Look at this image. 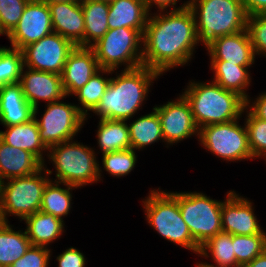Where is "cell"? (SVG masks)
<instances>
[{"label":"cell","instance_id":"6da1fadb","mask_svg":"<svg viewBox=\"0 0 266 267\" xmlns=\"http://www.w3.org/2000/svg\"><path fill=\"white\" fill-rule=\"evenodd\" d=\"M161 13L149 14L143 33L142 64L163 75L170 68L188 64L200 41L188 6Z\"/></svg>","mask_w":266,"mask_h":267},{"label":"cell","instance_id":"7a4b0ae2","mask_svg":"<svg viewBox=\"0 0 266 267\" xmlns=\"http://www.w3.org/2000/svg\"><path fill=\"white\" fill-rule=\"evenodd\" d=\"M161 76L151 68L141 66L122 70L110 83L93 113L100 119L125 120L135 116L148 96L150 85ZM155 79V80H154Z\"/></svg>","mask_w":266,"mask_h":267},{"label":"cell","instance_id":"3957f363","mask_svg":"<svg viewBox=\"0 0 266 267\" xmlns=\"http://www.w3.org/2000/svg\"><path fill=\"white\" fill-rule=\"evenodd\" d=\"M181 94L189 103L195 123L203 126L240 119L246 101L238 94L228 91L216 82H189Z\"/></svg>","mask_w":266,"mask_h":267},{"label":"cell","instance_id":"277c9868","mask_svg":"<svg viewBox=\"0 0 266 267\" xmlns=\"http://www.w3.org/2000/svg\"><path fill=\"white\" fill-rule=\"evenodd\" d=\"M196 32L205 47L215 38L246 30L248 15L241 0H189Z\"/></svg>","mask_w":266,"mask_h":267},{"label":"cell","instance_id":"5b68a950","mask_svg":"<svg viewBox=\"0 0 266 267\" xmlns=\"http://www.w3.org/2000/svg\"><path fill=\"white\" fill-rule=\"evenodd\" d=\"M159 189L151 190L142 201L149 226L166 240L199 254L200 246L192 238L180 213L178 193Z\"/></svg>","mask_w":266,"mask_h":267},{"label":"cell","instance_id":"8992f818","mask_svg":"<svg viewBox=\"0 0 266 267\" xmlns=\"http://www.w3.org/2000/svg\"><path fill=\"white\" fill-rule=\"evenodd\" d=\"M46 152L56 170L55 182L78 188L102 178L93 148L70 140L51 146Z\"/></svg>","mask_w":266,"mask_h":267},{"label":"cell","instance_id":"52a82bcc","mask_svg":"<svg viewBox=\"0 0 266 267\" xmlns=\"http://www.w3.org/2000/svg\"><path fill=\"white\" fill-rule=\"evenodd\" d=\"M50 174L52 171L43 164V167L34 174L1 182L0 217L2 222H8L7 215L17 216L22 221L27 216L40 211L44 188L51 180L47 177Z\"/></svg>","mask_w":266,"mask_h":267},{"label":"cell","instance_id":"ba28073f","mask_svg":"<svg viewBox=\"0 0 266 267\" xmlns=\"http://www.w3.org/2000/svg\"><path fill=\"white\" fill-rule=\"evenodd\" d=\"M142 46L141 31L122 27L109 29L91 48L94 50L100 68L115 71L122 64H125L124 70L143 66Z\"/></svg>","mask_w":266,"mask_h":267},{"label":"cell","instance_id":"9c48e42d","mask_svg":"<svg viewBox=\"0 0 266 267\" xmlns=\"http://www.w3.org/2000/svg\"><path fill=\"white\" fill-rule=\"evenodd\" d=\"M222 203L202 192H178L180 213L199 246L222 231Z\"/></svg>","mask_w":266,"mask_h":267},{"label":"cell","instance_id":"30bf717a","mask_svg":"<svg viewBox=\"0 0 266 267\" xmlns=\"http://www.w3.org/2000/svg\"><path fill=\"white\" fill-rule=\"evenodd\" d=\"M238 120L201 127L198 141L206 150L226 161L253 159L246 125L240 126Z\"/></svg>","mask_w":266,"mask_h":267},{"label":"cell","instance_id":"8fae6325","mask_svg":"<svg viewBox=\"0 0 266 267\" xmlns=\"http://www.w3.org/2000/svg\"><path fill=\"white\" fill-rule=\"evenodd\" d=\"M46 107L41 119L34 118L40 139L47 148L73 140L87 120L75 104L59 100L47 103Z\"/></svg>","mask_w":266,"mask_h":267},{"label":"cell","instance_id":"7c38bea8","mask_svg":"<svg viewBox=\"0 0 266 267\" xmlns=\"http://www.w3.org/2000/svg\"><path fill=\"white\" fill-rule=\"evenodd\" d=\"M76 46L58 33H51L22 49L24 67L61 75Z\"/></svg>","mask_w":266,"mask_h":267},{"label":"cell","instance_id":"4fadbf2b","mask_svg":"<svg viewBox=\"0 0 266 267\" xmlns=\"http://www.w3.org/2000/svg\"><path fill=\"white\" fill-rule=\"evenodd\" d=\"M51 33H53V25L49 6L38 0H30L18 24L7 37L12 48L22 50Z\"/></svg>","mask_w":266,"mask_h":267},{"label":"cell","instance_id":"5bb4252c","mask_svg":"<svg viewBox=\"0 0 266 267\" xmlns=\"http://www.w3.org/2000/svg\"><path fill=\"white\" fill-rule=\"evenodd\" d=\"M153 110L159 116L164 143L173 145L194 134L198 136L199 128L195 123L189 103L182 95L175 101L155 106Z\"/></svg>","mask_w":266,"mask_h":267},{"label":"cell","instance_id":"9a60e30c","mask_svg":"<svg viewBox=\"0 0 266 267\" xmlns=\"http://www.w3.org/2000/svg\"><path fill=\"white\" fill-rule=\"evenodd\" d=\"M19 84L27 102L34 107L36 117L39 111V100L51 103L66 98L61 75L55 73L37 71L23 66Z\"/></svg>","mask_w":266,"mask_h":267},{"label":"cell","instance_id":"2e32d148","mask_svg":"<svg viewBox=\"0 0 266 267\" xmlns=\"http://www.w3.org/2000/svg\"><path fill=\"white\" fill-rule=\"evenodd\" d=\"M252 202L230 190L221 208L222 231L232 235H255L263 229L254 214Z\"/></svg>","mask_w":266,"mask_h":267},{"label":"cell","instance_id":"e0dca14e","mask_svg":"<svg viewBox=\"0 0 266 267\" xmlns=\"http://www.w3.org/2000/svg\"><path fill=\"white\" fill-rule=\"evenodd\" d=\"M100 69L91 47L76 46L69 54L61 74L66 97L82 88Z\"/></svg>","mask_w":266,"mask_h":267},{"label":"cell","instance_id":"ac0fdd59","mask_svg":"<svg viewBox=\"0 0 266 267\" xmlns=\"http://www.w3.org/2000/svg\"><path fill=\"white\" fill-rule=\"evenodd\" d=\"M206 48L210 60H223L245 67H251L255 62V53L247 29L215 38Z\"/></svg>","mask_w":266,"mask_h":267},{"label":"cell","instance_id":"d6986e66","mask_svg":"<svg viewBox=\"0 0 266 267\" xmlns=\"http://www.w3.org/2000/svg\"><path fill=\"white\" fill-rule=\"evenodd\" d=\"M53 32L84 47V14L81 3L59 2L49 4Z\"/></svg>","mask_w":266,"mask_h":267},{"label":"cell","instance_id":"ffe728a7","mask_svg":"<svg viewBox=\"0 0 266 267\" xmlns=\"http://www.w3.org/2000/svg\"><path fill=\"white\" fill-rule=\"evenodd\" d=\"M34 118V107L27 102L19 83L0 87V122L12 126Z\"/></svg>","mask_w":266,"mask_h":267},{"label":"cell","instance_id":"44dd1931","mask_svg":"<svg viewBox=\"0 0 266 267\" xmlns=\"http://www.w3.org/2000/svg\"><path fill=\"white\" fill-rule=\"evenodd\" d=\"M43 163L31 152L14 148L0 139V183L36 173Z\"/></svg>","mask_w":266,"mask_h":267},{"label":"cell","instance_id":"7402d4cb","mask_svg":"<svg viewBox=\"0 0 266 267\" xmlns=\"http://www.w3.org/2000/svg\"><path fill=\"white\" fill-rule=\"evenodd\" d=\"M148 17L143 0H113L109 3V29L126 27L144 33Z\"/></svg>","mask_w":266,"mask_h":267},{"label":"cell","instance_id":"603a6c76","mask_svg":"<svg viewBox=\"0 0 266 267\" xmlns=\"http://www.w3.org/2000/svg\"><path fill=\"white\" fill-rule=\"evenodd\" d=\"M5 127V131L0 130V139L4 143L31 152L45 164L43 151L45 153L48 148L40 139L39 127L35 118L27 123Z\"/></svg>","mask_w":266,"mask_h":267},{"label":"cell","instance_id":"cb8c5ba5","mask_svg":"<svg viewBox=\"0 0 266 267\" xmlns=\"http://www.w3.org/2000/svg\"><path fill=\"white\" fill-rule=\"evenodd\" d=\"M211 70L214 71L212 81L224 89L234 92L241 96L246 104H250L251 99L246 93L251 83V76L248 72L249 67L232 64L223 60H211Z\"/></svg>","mask_w":266,"mask_h":267},{"label":"cell","instance_id":"d4e9b609","mask_svg":"<svg viewBox=\"0 0 266 267\" xmlns=\"http://www.w3.org/2000/svg\"><path fill=\"white\" fill-rule=\"evenodd\" d=\"M26 233L33 246L47 247L64 232V221L52 214L37 211L24 219Z\"/></svg>","mask_w":266,"mask_h":267},{"label":"cell","instance_id":"484cf974","mask_svg":"<svg viewBox=\"0 0 266 267\" xmlns=\"http://www.w3.org/2000/svg\"><path fill=\"white\" fill-rule=\"evenodd\" d=\"M81 6L85 24L84 47H91L109 30L107 23L109 3L82 0Z\"/></svg>","mask_w":266,"mask_h":267},{"label":"cell","instance_id":"4316f807","mask_svg":"<svg viewBox=\"0 0 266 267\" xmlns=\"http://www.w3.org/2000/svg\"><path fill=\"white\" fill-rule=\"evenodd\" d=\"M97 144L102 154L131 148L129 128L125 120L100 119Z\"/></svg>","mask_w":266,"mask_h":267},{"label":"cell","instance_id":"83f0119b","mask_svg":"<svg viewBox=\"0 0 266 267\" xmlns=\"http://www.w3.org/2000/svg\"><path fill=\"white\" fill-rule=\"evenodd\" d=\"M8 223H0V267L12 265L31 246L26 231H15Z\"/></svg>","mask_w":266,"mask_h":267},{"label":"cell","instance_id":"f1b7e54d","mask_svg":"<svg viewBox=\"0 0 266 267\" xmlns=\"http://www.w3.org/2000/svg\"><path fill=\"white\" fill-rule=\"evenodd\" d=\"M128 128L131 148L134 150L144 149L158 140L164 142L160 119L155 110L128 124Z\"/></svg>","mask_w":266,"mask_h":267},{"label":"cell","instance_id":"f546056e","mask_svg":"<svg viewBox=\"0 0 266 267\" xmlns=\"http://www.w3.org/2000/svg\"><path fill=\"white\" fill-rule=\"evenodd\" d=\"M199 255L206 258L211 255V259L217 266L208 262H202L203 265L210 267H237L233 235L224 231L219 232L200 246Z\"/></svg>","mask_w":266,"mask_h":267},{"label":"cell","instance_id":"4dcf8cb0","mask_svg":"<svg viewBox=\"0 0 266 267\" xmlns=\"http://www.w3.org/2000/svg\"><path fill=\"white\" fill-rule=\"evenodd\" d=\"M60 184L59 182H53V180L47 183L43 191L40 211L52 214L64 221L63 217L67 216L71 209V192L77 187L62 183L63 186H66V188H62Z\"/></svg>","mask_w":266,"mask_h":267},{"label":"cell","instance_id":"1f68e13d","mask_svg":"<svg viewBox=\"0 0 266 267\" xmlns=\"http://www.w3.org/2000/svg\"><path fill=\"white\" fill-rule=\"evenodd\" d=\"M114 70L100 68L89 81L73 95L77 96L81 106H77L79 111L86 117L88 111H94L99 105L102 96L104 95L111 78L102 77V74H111ZM102 73V74H101Z\"/></svg>","mask_w":266,"mask_h":267},{"label":"cell","instance_id":"d6a6232c","mask_svg":"<svg viewBox=\"0 0 266 267\" xmlns=\"http://www.w3.org/2000/svg\"><path fill=\"white\" fill-rule=\"evenodd\" d=\"M237 267H244L266 250V232L255 235H233Z\"/></svg>","mask_w":266,"mask_h":267},{"label":"cell","instance_id":"836d02e7","mask_svg":"<svg viewBox=\"0 0 266 267\" xmlns=\"http://www.w3.org/2000/svg\"><path fill=\"white\" fill-rule=\"evenodd\" d=\"M23 66L22 50L0 47V87L19 83Z\"/></svg>","mask_w":266,"mask_h":267},{"label":"cell","instance_id":"e575fe53","mask_svg":"<svg viewBox=\"0 0 266 267\" xmlns=\"http://www.w3.org/2000/svg\"><path fill=\"white\" fill-rule=\"evenodd\" d=\"M102 156L103 169L114 177L128 175L137 162L136 152L132 148L104 153Z\"/></svg>","mask_w":266,"mask_h":267},{"label":"cell","instance_id":"d590c367","mask_svg":"<svg viewBox=\"0 0 266 267\" xmlns=\"http://www.w3.org/2000/svg\"><path fill=\"white\" fill-rule=\"evenodd\" d=\"M245 125L248 132V140L253 158L264 157L266 160V121L257 118L247 106Z\"/></svg>","mask_w":266,"mask_h":267},{"label":"cell","instance_id":"8d00e7d4","mask_svg":"<svg viewBox=\"0 0 266 267\" xmlns=\"http://www.w3.org/2000/svg\"><path fill=\"white\" fill-rule=\"evenodd\" d=\"M30 0H0V35H8L18 24Z\"/></svg>","mask_w":266,"mask_h":267},{"label":"cell","instance_id":"74e56055","mask_svg":"<svg viewBox=\"0 0 266 267\" xmlns=\"http://www.w3.org/2000/svg\"><path fill=\"white\" fill-rule=\"evenodd\" d=\"M256 55L266 56V14L248 16L247 28Z\"/></svg>","mask_w":266,"mask_h":267},{"label":"cell","instance_id":"f35d334b","mask_svg":"<svg viewBox=\"0 0 266 267\" xmlns=\"http://www.w3.org/2000/svg\"><path fill=\"white\" fill-rule=\"evenodd\" d=\"M51 253L47 247L31 245L26 253L9 267H48Z\"/></svg>","mask_w":266,"mask_h":267},{"label":"cell","instance_id":"ab89813d","mask_svg":"<svg viewBox=\"0 0 266 267\" xmlns=\"http://www.w3.org/2000/svg\"><path fill=\"white\" fill-rule=\"evenodd\" d=\"M58 267H85V255L74 247L66 249L57 256Z\"/></svg>","mask_w":266,"mask_h":267},{"label":"cell","instance_id":"60d3db41","mask_svg":"<svg viewBox=\"0 0 266 267\" xmlns=\"http://www.w3.org/2000/svg\"><path fill=\"white\" fill-rule=\"evenodd\" d=\"M143 2L149 14L151 12L150 8L154 6L153 4L156 5L157 9H159L158 11L160 12H163V11L165 12V10H167L168 7H172V6L173 7L172 9L170 8V11L181 10L188 6V2H185L182 5H180V7L176 8L175 5L177 4L178 0H143Z\"/></svg>","mask_w":266,"mask_h":267},{"label":"cell","instance_id":"b9f144b4","mask_svg":"<svg viewBox=\"0 0 266 267\" xmlns=\"http://www.w3.org/2000/svg\"><path fill=\"white\" fill-rule=\"evenodd\" d=\"M246 106L257 118L266 121V92L259 94L252 105L246 104Z\"/></svg>","mask_w":266,"mask_h":267},{"label":"cell","instance_id":"7bdbcfd3","mask_svg":"<svg viewBox=\"0 0 266 267\" xmlns=\"http://www.w3.org/2000/svg\"><path fill=\"white\" fill-rule=\"evenodd\" d=\"M248 16L266 14V0H241Z\"/></svg>","mask_w":266,"mask_h":267},{"label":"cell","instance_id":"ee69618b","mask_svg":"<svg viewBox=\"0 0 266 267\" xmlns=\"http://www.w3.org/2000/svg\"><path fill=\"white\" fill-rule=\"evenodd\" d=\"M244 267H266V250L255 257L251 262L247 263Z\"/></svg>","mask_w":266,"mask_h":267},{"label":"cell","instance_id":"f6af8a7d","mask_svg":"<svg viewBox=\"0 0 266 267\" xmlns=\"http://www.w3.org/2000/svg\"><path fill=\"white\" fill-rule=\"evenodd\" d=\"M38 1L43 2L47 5L59 3V2H65V3H81L82 2V0H38Z\"/></svg>","mask_w":266,"mask_h":267},{"label":"cell","instance_id":"bcb514c9","mask_svg":"<svg viewBox=\"0 0 266 267\" xmlns=\"http://www.w3.org/2000/svg\"><path fill=\"white\" fill-rule=\"evenodd\" d=\"M196 267H210V266L203 265L202 262L201 263L198 262V264H196Z\"/></svg>","mask_w":266,"mask_h":267},{"label":"cell","instance_id":"7dc6e473","mask_svg":"<svg viewBox=\"0 0 266 267\" xmlns=\"http://www.w3.org/2000/svg\"><path fill=\"white\" fill-rule=\"evenodd\" d=\"M94 1H101V2H107V3H110V2L113 1V0H94Z\"/></svg>","mask_w":266,"mask_h":267}]
</instances>
